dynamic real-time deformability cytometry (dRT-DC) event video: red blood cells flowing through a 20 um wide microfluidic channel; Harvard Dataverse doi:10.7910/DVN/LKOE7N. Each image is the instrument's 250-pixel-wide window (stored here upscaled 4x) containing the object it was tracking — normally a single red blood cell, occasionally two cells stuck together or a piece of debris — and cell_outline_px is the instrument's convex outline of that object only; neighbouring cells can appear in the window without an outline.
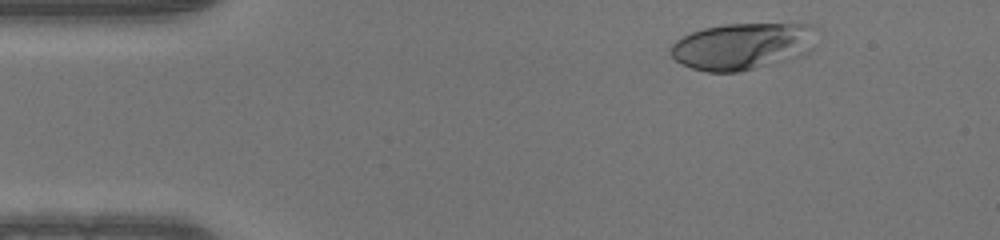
{"species": "human", "species_latin": "Homo sapiens", "temperature_condition": "warm", "stored_images_in_passage": 46, "camera_frame_rate_fps": 3000, "um_per_image_px": 0.085, "donor": {"sex": "male"}, "frame": {"image": 1, "passage_image": 3, "time_ms": 0.667, "image_size_px": [1000, 240], "cell_outline_px": [[820, 28], [816, 44], [804, 56], [740, 72], [708, 72], [692, 68], [680, 64], [668, 52], [672, 44], [676, 40], [692, 32], [704, 28], [724, 24], [812, 24]], "centroid_in_image_um": [63.19, 3.92], "position_along_channel_um": 21.8, "area_um2": 40.58}}
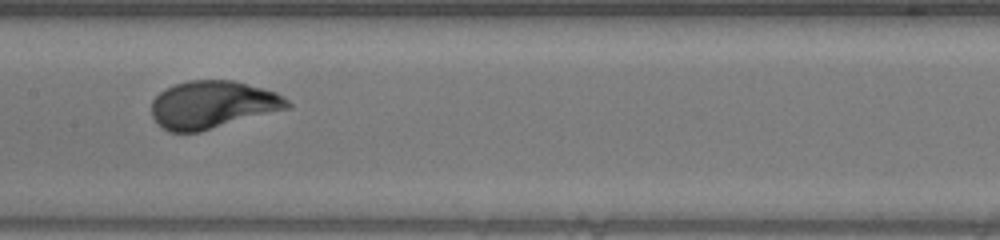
{"frame": {"image": 2, "passage_image": 21, "time_ms": 6.667, "image_size_px": [1000, 240], "cell_outline_px": [[292, 108], [200, 132], [168, 132], [152, 116], [152, 100], [164, 88], [188, 80], [232, 80], [264, 88], [276, 92], [284, 96], [292, 104]], "centroid_in_image_um": [18.12, 8.9], "position_along_channel_um": 189.3, "area_um2": 38.03}}
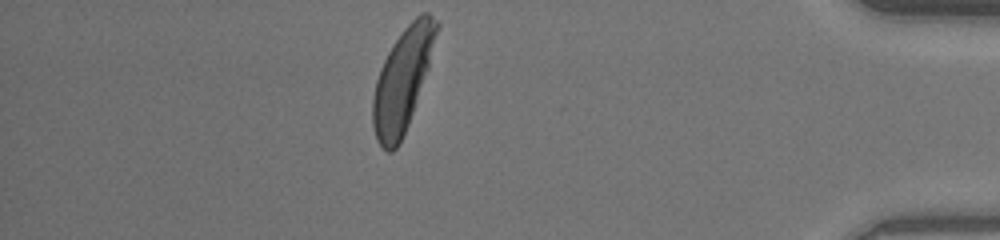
{"frame": {"image": 3, "passage_image": 40, "time_ms": 13.0, "image_size_px": [1000, 240], "cell_outline_px": [[440, 24], [428, 68], [408, 124], [400, 144], [392, 152], [388, 152], [376, 140], [372, 124], [372, 100], [376, 80], [380, 68], [392, 44], [404, 28], [420, 12], [428, 12], [440, 20]], "centroid_in_image_um": [34.22, 6.76], "position_along_channel_um": 401.0, "area_um2": 37.92}}